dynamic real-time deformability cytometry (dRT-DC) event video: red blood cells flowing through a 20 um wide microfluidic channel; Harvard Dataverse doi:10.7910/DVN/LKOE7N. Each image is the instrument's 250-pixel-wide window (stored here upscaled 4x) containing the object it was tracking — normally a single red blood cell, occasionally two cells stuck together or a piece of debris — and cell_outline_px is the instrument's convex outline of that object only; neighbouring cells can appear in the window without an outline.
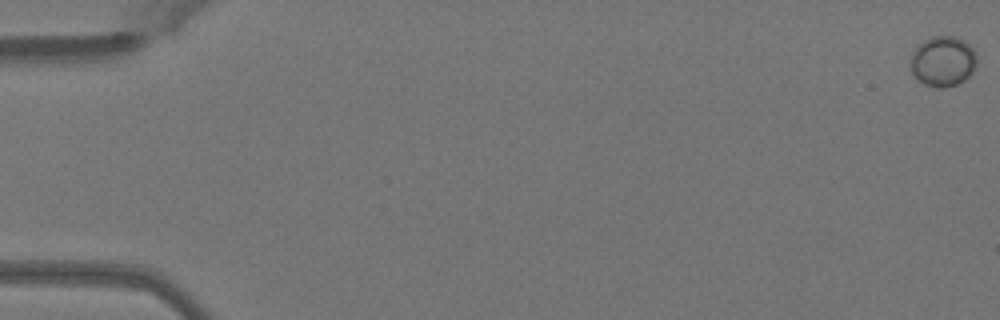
{"species": "Egyptian fruit bat (a non-hibernating species)", "species_latin": "Rousettus aegyptiacus", "temperature_condition": "warm", "stored_images_in_passage": 52, "camera_frame_rate_fps": 3000, "um_per_image_px": 0.085, "animal": {"sex": "female"}, "frame": {"image": 1, "passage_image": 1, "time_ms": 0.0, "image_size_px": [1000, 320], "cell_outline_px": [[976, 64], [972, 72], [964, 80], [956, 84], [944, 88], [936, 88], [924, 84], [908, 68], [908, 64], [912, 52], [924, 40], [932, 36], [956, 36], [964, 40], [976, 52]], "centroid_in_image_um": [80.12, 5.2], "position_along_channel_um": 4.9, "area_um2": 19.59}}
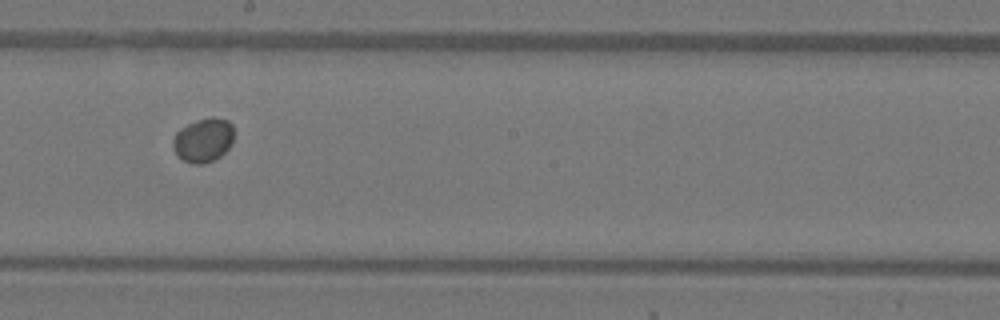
{"frame": {"image": 2, "passage_image": 30, "time_ms": 9.667, "image_size_px": [1000, 320], "cell_outline_px": [[232, 144], [220, 156], [212, 160], [200, 164], [192, 164], [176, 156], [172, 144], [172, 140], [176, 132], [180, 128], [196, 120], [228, 120], [232, 124]], "centroid_in_image_um": [17.23, 11.95], "position_along_channel_um": 231.0, "area_um2": 15.2}}
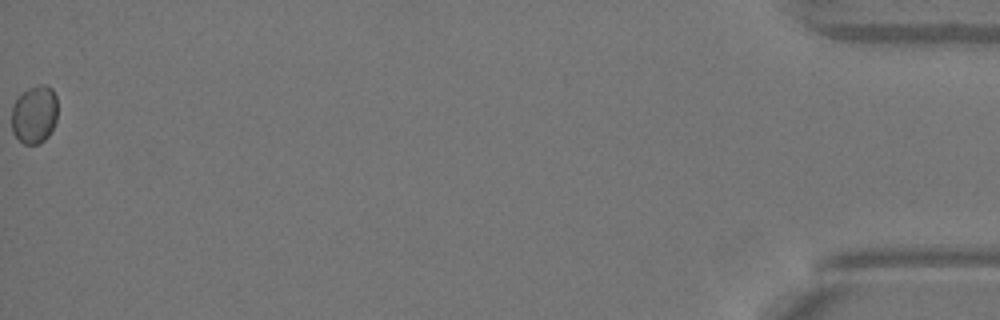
{"frame": {"image": 3, "passage_image": 52, "time_ms": 17.0, "image_size_px": [1000, 320], "cell_outline_px": [[56, 120], [48, 136], [40, 144], [24, 144], [12, 132], [12, 108], [16, 96], [28, 88], [40, 84], [44, 84], [52, 88], [56, 96]], "centroid_in_image_um": [2.91, 9.71], "position_along_channel_um": 432.3, "area_um2": 15.66}}